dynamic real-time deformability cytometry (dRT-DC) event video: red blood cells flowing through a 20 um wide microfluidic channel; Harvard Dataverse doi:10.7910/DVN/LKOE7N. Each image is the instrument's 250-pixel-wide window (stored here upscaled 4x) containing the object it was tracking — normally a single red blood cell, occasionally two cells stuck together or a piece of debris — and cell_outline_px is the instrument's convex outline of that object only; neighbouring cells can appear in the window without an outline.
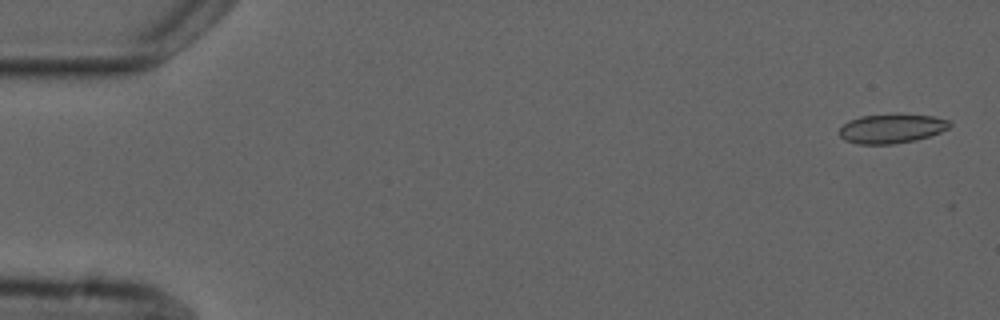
{"species": "common noctule bat (a hibernating species)", "species_latin": "Nyctalus noctula", "temperature_condition": "cold", "stored_images_in_passage": 4, "camera_frame_rate_fps": 3000, "um_per_image_px": 0.085, "animal": {"sex": "male", "forearm_length_mm": 52.5}, "frame": {"image": 1, "passage_image": 1, "time_ms": 0.0, "image_size_px": [1000, 320], "cell_outline_px": [[952, 124], [948, 128], [940, 132], [916, 140], [892, 144], [856, 144], [844, 140], [840, 136], [840, 128], [848, 120], [860, 116], [896, 112], [932, 116], [948, 120]], "centroid_in_image_um": [75.77, 10.9], "position_along_channel_um": 9.2, "area_um2": 19.25}}